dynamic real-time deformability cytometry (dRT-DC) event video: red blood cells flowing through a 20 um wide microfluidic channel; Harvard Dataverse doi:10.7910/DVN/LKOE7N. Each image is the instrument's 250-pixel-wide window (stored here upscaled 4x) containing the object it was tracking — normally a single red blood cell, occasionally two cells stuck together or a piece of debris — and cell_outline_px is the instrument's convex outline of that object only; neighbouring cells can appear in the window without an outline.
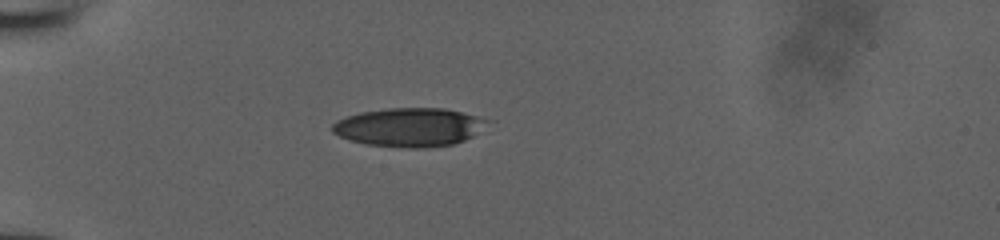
{"species": "human", "species_latin": "Homo sapiens", "temperature_condition": "room temperature", "stored_images_in_passage": 36, "camera_frame_rate_fps": 3000, "um_per_image_px": 0.085, "donor": {"sex": "male"}, "frame": {"image": 1, "passage_image": 1, "time_ms": 0.0, "image_size_px": [1000, 240], "cell_outline_px": [[496, 120], [472, 136], [464, 140], [452, 144], [424, 148], [412, 148], [368, 144], [348, 140], [332, 132], [332, 124], [336, 120], [360, 112], [388, 108], [444, 108]], "centroid_in_image_um": [34.85, 10.8], "position_along_channel_um": 50.2, "area_um2": 35.08}}
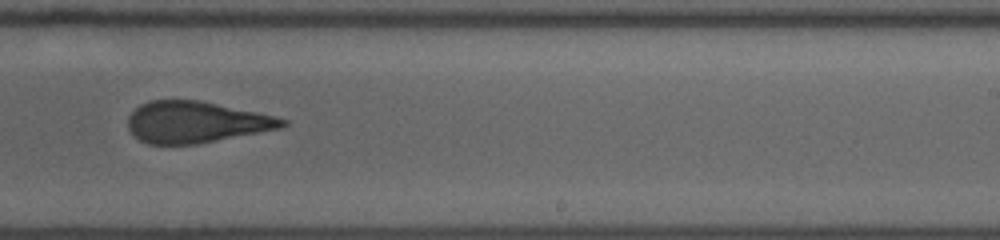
{"frame": {"image": 2, "passage_image": 19, "time_ms": 6.0, "image_size_px": [1000, 240], "cell_outline_px": [[288, 124], [280, 128], [196, 144], [148, 144], [140, 140], [128, 128], [128, 116], [140, 104], [148, 100], [200, 100], [256, 112], [288, 120]], "centroid_in_image_um": [16.62, 10.37], "position_along_channel_um": 272.4, "area_um2": 36.88}}
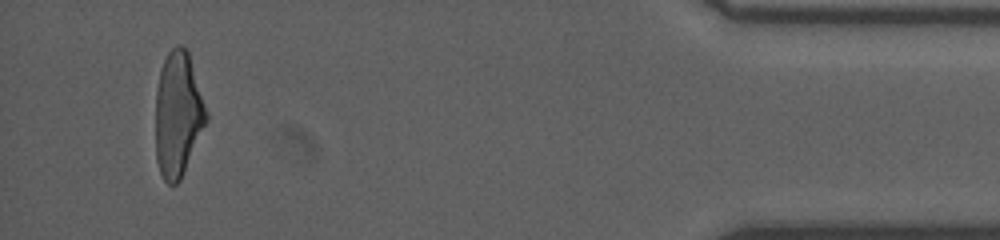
{"frame": {"image": 3, "passage_image": 34, "time_ms": 11.0, "image_size_px": [1000, 240], "cell_outline_px": [[208, 120], [180, 180], [176, 184], [168, 184], [164, 180], [160, 172], [156, 160], [156, 92], [160, 68], [168, 52], [176, 44], [180, 44], [188, 48], [208, 112]], "centroid_in_image_um": [15.14, 9.67], "position_along_channel_um": 420.1, "area_um2": 37.34}}